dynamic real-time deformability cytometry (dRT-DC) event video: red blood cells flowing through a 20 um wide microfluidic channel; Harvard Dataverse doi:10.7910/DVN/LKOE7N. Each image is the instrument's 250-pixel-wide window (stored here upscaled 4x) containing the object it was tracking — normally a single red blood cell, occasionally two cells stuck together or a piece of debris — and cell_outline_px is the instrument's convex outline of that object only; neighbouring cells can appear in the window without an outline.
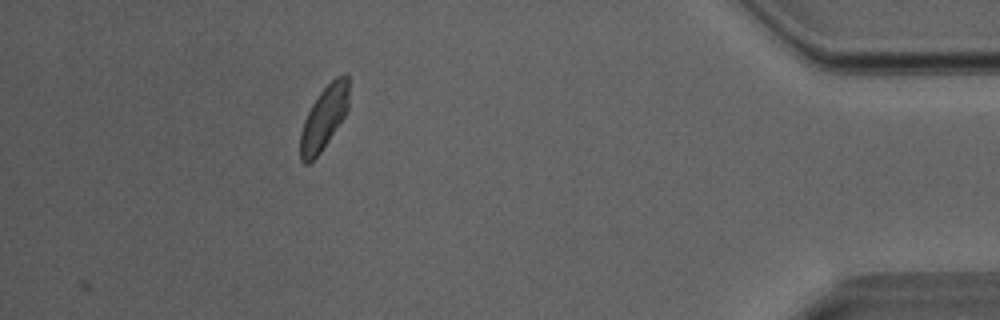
{"species": "Egyptian fruit bat (a non-hibernating species)", "species_latin": "Rousettus aegyptiacus", "temperature_condition": "room temperature", "stored_images_in_passage": 22, "camera_frame_rate_fps": 3000, "um_per_image_px": 0.085, "animal": {"sex": "male"}, "frame": {"image": 1, "passage_image": 22, "time_ms": 7.0, "image_size_px": [1000, 320], "cell_outline_px": [[348, 108], [344, 116], [320, 152], [308, 164], [304, 164], [300, 160], [300, 132], [304, 120], [312, 104], [320, 92], [336, 76], [344, 72], [348, 72]], "centroid_in_image_um": [27.53, 9.99], "position_along_channel_um": 407.7, "area_um2": 17.74}}